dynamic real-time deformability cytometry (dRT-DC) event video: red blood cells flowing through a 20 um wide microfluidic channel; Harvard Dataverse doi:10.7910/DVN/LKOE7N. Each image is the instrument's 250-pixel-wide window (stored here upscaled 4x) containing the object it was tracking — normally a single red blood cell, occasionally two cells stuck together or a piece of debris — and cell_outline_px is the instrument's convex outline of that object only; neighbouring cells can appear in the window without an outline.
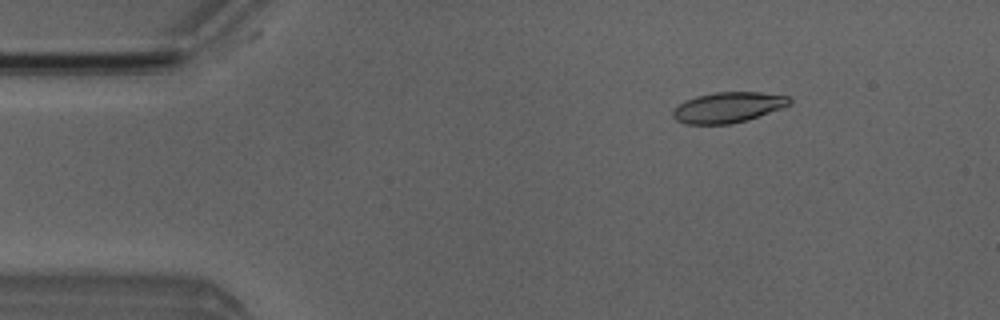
{"species": "Egyptian fruit bat (a non-hibernating species)", "species_latin": "Rousettus aegyptiacus", "temperature_condition": "room temperature", "stored_images_in_passage": 3, "camera_frame_rate_fps": 3000, "um_per_image_px": 0.085, "animal": {"sex": "male"}, "frame": {"image": 1, "passage_image": 1, "time_ms": 0.0, "image_size_px": [1000, 320], "cell_outline_px": [[792, 104], [748, 120], [728, 124], [684, 124], [676, 120], [672, 116], [672, 112], [684, 100], [696, 96], [716, 92], [760, 92], [788, 96], [792, 100]], "centroid_in_image_um": [61.89, 9.13], "position_along_channel_um": 23.1, "area_um2": 20.75}}